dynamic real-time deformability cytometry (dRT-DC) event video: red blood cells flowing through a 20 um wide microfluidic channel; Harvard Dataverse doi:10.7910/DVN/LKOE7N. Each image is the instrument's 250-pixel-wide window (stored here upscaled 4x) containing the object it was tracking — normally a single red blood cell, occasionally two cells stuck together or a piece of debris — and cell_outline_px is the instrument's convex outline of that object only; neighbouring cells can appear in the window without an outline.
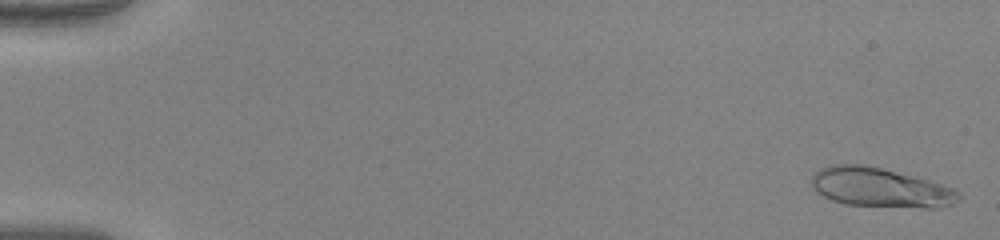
{"species": "human", "species_latin": "Homo sapiens", "temperature_condition": "warm", "stored_images_in_passage": 51, "camera_frame_rate_fps": 3000, "um_per_image_px": 0.085, "donor": {"sex": "female"}, "frame": {"image": 1, "passage_image": 2, "time_ms": 0.333, "image_size_px": [1000, 240], "cell_outline_px": [[960, 200], [952, 204], [940, 208], [924, 208], [844, 204], [832, 200], [816, 192], [812, 184], [812, 176], [820, 168], [828, 164], [860, 164], [880, 168], [928, 180], [952, 188], [960, 192]], "centroid_in_image_um": [74.82, 15.95], "position_along_channel_um": 10.2, "area_um2": 33.58}}
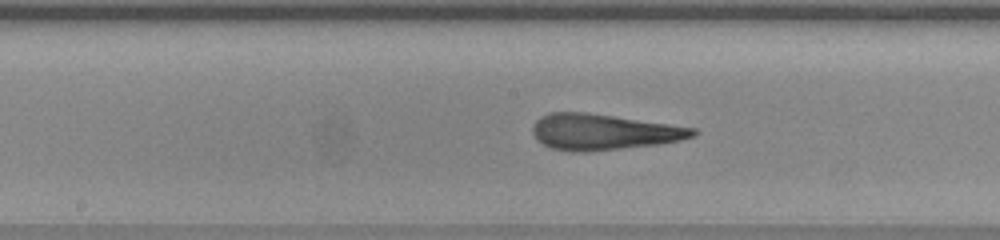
{"frame": {"image": 2, "passage_image": 28, "time_ms": 9.0, "image_size_px": [1000, 240], "cell_outline_px": [[700, 132], [696, 136], [680, 140], [660, 144], [584, 152], [580, 152], [552, 148], [536, 140], [532, 132], [532, 124], [540, 116], [548, 112], [584, 112], [696, 128]], "centroid_in_image_um": [51.28, 11.21], "position_along_channel_um": 196.9, "area_um2": 33.41}}
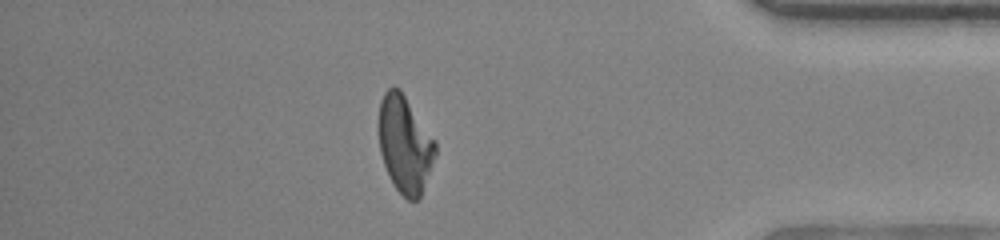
{"frame": {"image": 3, "passage_image": 45, "time_ms": 14.667, "image_size_px": [1000, 240], "cell_outline_px": [[436, 156], [420, 196], [416, 200], [408, 200], [392, 184], [388, 176], [380, 152], [376, 128], [376, 124], [380, 100], [384, 92], [392, 84], [400, 88], [436, 140]], "centroid_in_image_um": [34.37, 12.2], "position_along_channel_um": 400.8, "area_um2": 32.83}, "authors_computed_cell_mechanics": {"area_um2": 33.0616, "velocity_mm_per_s": 4.1225, "shape_relaxation_time_tau1_ms": 5.6008, "shape_relaxation_time_tau2_ms": 1.0548, "deformation_change_tau1": 0.2791, "deformation_change_tau2": 0.1227}}